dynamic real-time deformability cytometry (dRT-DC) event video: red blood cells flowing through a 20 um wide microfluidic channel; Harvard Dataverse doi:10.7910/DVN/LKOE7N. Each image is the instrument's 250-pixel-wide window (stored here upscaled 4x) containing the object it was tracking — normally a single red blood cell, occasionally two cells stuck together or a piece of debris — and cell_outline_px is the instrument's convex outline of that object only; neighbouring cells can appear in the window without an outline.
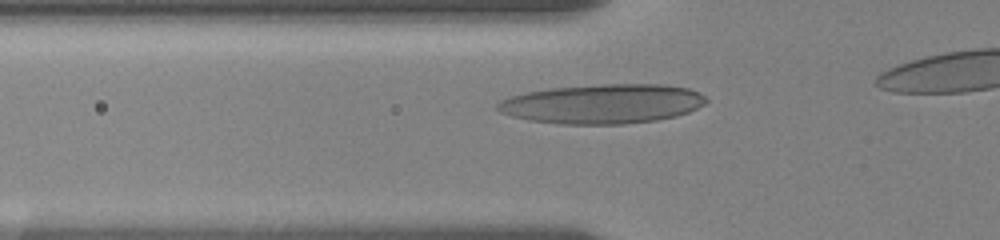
{"species": "human", "species_latin": "Homo sapiens", "temperature_condition": "room temperature", "stored_images_in_passage": 11, "camera_frame_rate_fps": 3000, "um_per_image_px": 0.085, "donor": {"sex": "female"}, "frame": {"image": 1, "passage_image": 8, "time_ms": 2.667, "image_size_px": [1000, 240], "cell_outline_px": [[708, 100], [704, 104], [688, 112], [676, 116], [656, 120], [624, 124], [560, 124], [528, 120], [512, 116], [500, 112], [496, 108], [496, 104], [500, 100], [508, 96], [528, 92], [552, 88], [604, 84], [664, 84], [688, 88], [704, 96]], "centroid_in_image_um": [51.19, 8.83], "position_along_channel_um": 74.6, "area_um2": 47.92}}